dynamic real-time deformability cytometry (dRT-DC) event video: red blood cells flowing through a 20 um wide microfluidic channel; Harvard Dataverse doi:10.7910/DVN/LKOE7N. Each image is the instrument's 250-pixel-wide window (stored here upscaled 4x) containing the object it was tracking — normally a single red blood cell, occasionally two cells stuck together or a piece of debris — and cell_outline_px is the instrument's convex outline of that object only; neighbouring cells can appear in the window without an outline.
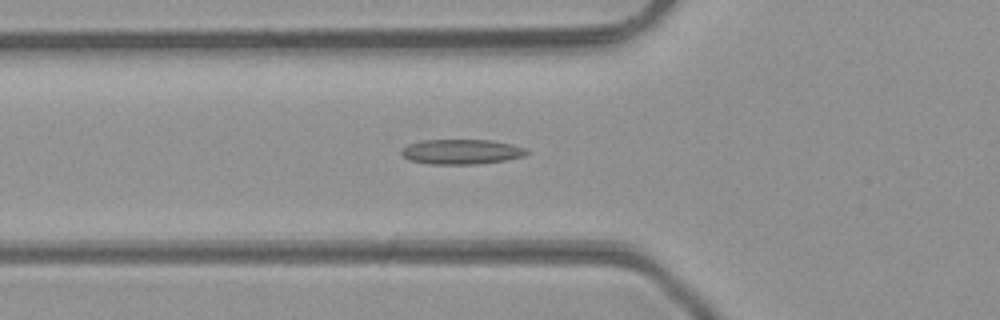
{"species": "common noctule bat (a hibernating species)", "species_latin": "Nyctalus noctula", "temperature_condition": "room temperature", "stored_images_in_passage": 33, "camera_frame_rate_fps": 3000, "um_per_image_px": 0.085, "animal": {"sex": "male", "body_mass_g": 23.1, "forearm_length_mm": 52.7}, "frame": {"image": 1, "passage_image": 4, "time_ms": 1.0, "image_size_px": [1000, 320], "cell_outline_px": [[528, 152], [524, 156], [504, 160], [476, 164], [428, 164], [408, 160], [400, 152], [408, 144], [424, 140], [492, 140], [512, 144], [528, 148]], "centroid_in_image_um": [39.23, 12.89], "position_along_channel_um": 86.6, "area_um2": 18.21}}
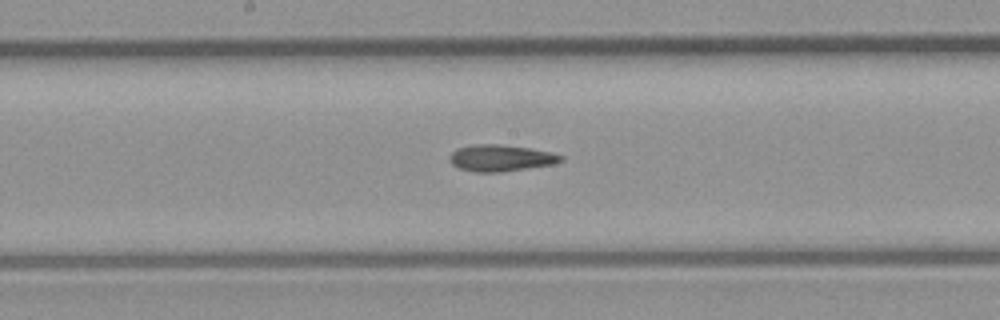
{"frame": {"image": 2, "passage_image": 12, "time_ms": 3.667, "image_size_px": [1000, 320], "cell_outline_px": [[564, 160], [552, 164], [500, 172], [476, 172], [460, 168], [452, 164], [448, 160], [448, 156], [456, 148], [480, 144], [500, 144], [528, 148], [552, 152], [564, 156]], "centroid_in_image_um": [42.55, 13.43], "position_along_channel_um": 205.7, "area_um2": 17.11}}
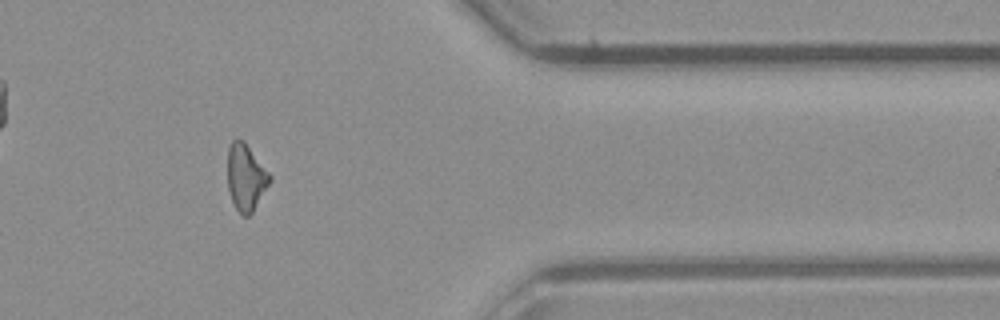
{"frame": {"image": 3, "passage_image": 26, "time_ms": 8.333, "image_size_px": [1000, 320], "cell_outline_px": [[272, 180], [252, 212], [248, 216], [244, 216], [236, 208], [232, 200], [228, 188], [228, 148], [232, 140], [244, 140], [272, 176]], "centroid_in_image_um": [20.91, 15.06], "position_along_channel_um": 390.5, "area_um2": 16.24}}